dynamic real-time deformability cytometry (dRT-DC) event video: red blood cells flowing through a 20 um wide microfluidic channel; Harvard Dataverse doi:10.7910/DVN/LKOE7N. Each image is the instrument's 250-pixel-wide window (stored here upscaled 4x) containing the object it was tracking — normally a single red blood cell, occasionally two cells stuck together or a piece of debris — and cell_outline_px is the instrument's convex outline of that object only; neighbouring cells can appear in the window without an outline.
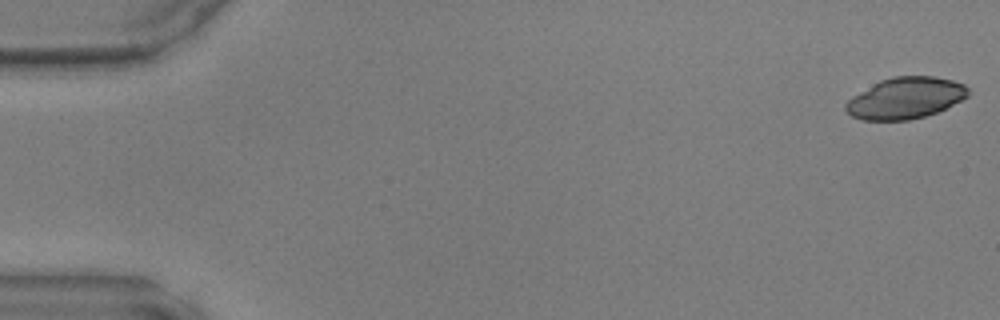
{"species": "common noctule bat (a hibernating species)", "species_latin": "Nyctalus noctula", "temperature_condition": "warm", "stored_images_in_passage": 11, "camera_frame_rate_fps": 3000, "um_per_image_px": 0.085, "animal": {"sex": "male", "body_mass_g": 17.9, "forearm_length_mm": 54.2}, "frame": {"image": 1, "passage_image": 1, "time_ms": 0.0, "image_size_px": [1000, 320], "cell_outline_px": [[968, 96], [936, 112], [924, 116], [908, 120], [864, 120], [852, 116], [844, 108], [844, 104], [852, 96], [880, 80], [892, 76], [932, 76], [952, 80], [964, 84], [968, 88]], "centroid_in_image_um": [76.93, 8.33], "position_along_channel_um": 8.1, "area_um2": 29.25}}